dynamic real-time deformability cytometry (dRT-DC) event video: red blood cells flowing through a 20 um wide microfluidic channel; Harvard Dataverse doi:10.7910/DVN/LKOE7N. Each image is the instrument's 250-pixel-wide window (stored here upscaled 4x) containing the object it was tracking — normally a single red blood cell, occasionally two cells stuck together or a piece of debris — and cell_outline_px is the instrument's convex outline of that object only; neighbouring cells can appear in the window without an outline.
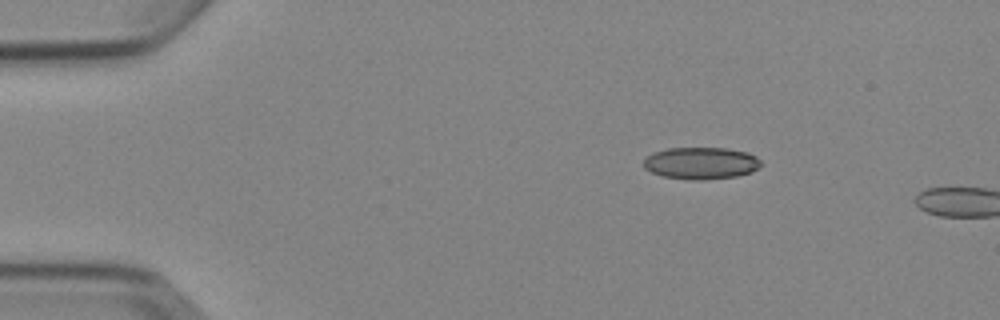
{"species": "Egyptian fruit bat (a non-hibernating species)", "species_latin": "Rousettus aegyptiacus", "temperature_condition": "cold", "stored_images_in_passage": 2, "camera_frame_rate_fps": 3000, "um_per_image_px": 0.085, "animal": {"sex": "female"}, "frame": {"image": 1, "passage_image": 1, "time_ms": 0.0, "image_size_px": [1000, 320], "cell_outline_px": [[764, 164], [752, 172], [736, 176], [696, 180], [664, 176], [652, 172], [644, 168], [644, 160], [652, 152], [668, 148], [728, 148], [748, 152], [756, 156]], "centroid_in_image_um": [59.62, 13.85], "position_along_channel_um": 25.4, "area_um2": 21.85}}